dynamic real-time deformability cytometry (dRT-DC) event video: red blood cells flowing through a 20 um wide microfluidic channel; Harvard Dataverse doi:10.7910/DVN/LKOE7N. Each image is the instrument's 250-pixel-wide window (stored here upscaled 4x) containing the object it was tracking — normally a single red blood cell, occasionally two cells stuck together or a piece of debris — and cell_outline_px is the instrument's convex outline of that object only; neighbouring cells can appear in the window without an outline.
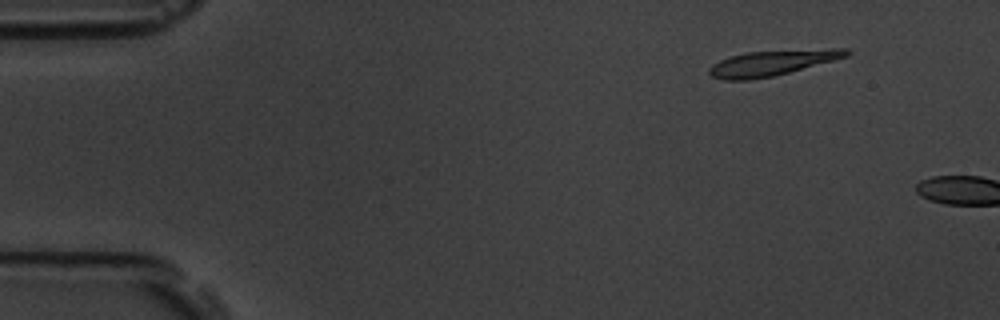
{"species": "common noctule bat (a hibernating species)", "species_latin": "Nyctalus noctula", "temperature_condition": "room temperature", "stored_images_in_passage": 2, "camera_frame_rate_fps": 3000, "um_per_image_px": 0.085, "animal": {"sex": "male", "body_mass_g": 19.5, "forearm_length_mm": 54.6}, "frame": {"image": 1, "passage_image": 1, "time_ms": 0.0, "image_size_px": [1000, 320], "cell_outline_px": [[852, 52], [848, 56], [788, 72], [772, 76], [748, 80], [724, 80], [712, 76], [708, 72], [708, 68], [712, 64], [720, 60], [744, 52], [828, 48], [848, 48]], "centroid_in_image_um": [65.63, 5.33], "position_along_channel_um": 19.4, "area_um2": 20.23}}